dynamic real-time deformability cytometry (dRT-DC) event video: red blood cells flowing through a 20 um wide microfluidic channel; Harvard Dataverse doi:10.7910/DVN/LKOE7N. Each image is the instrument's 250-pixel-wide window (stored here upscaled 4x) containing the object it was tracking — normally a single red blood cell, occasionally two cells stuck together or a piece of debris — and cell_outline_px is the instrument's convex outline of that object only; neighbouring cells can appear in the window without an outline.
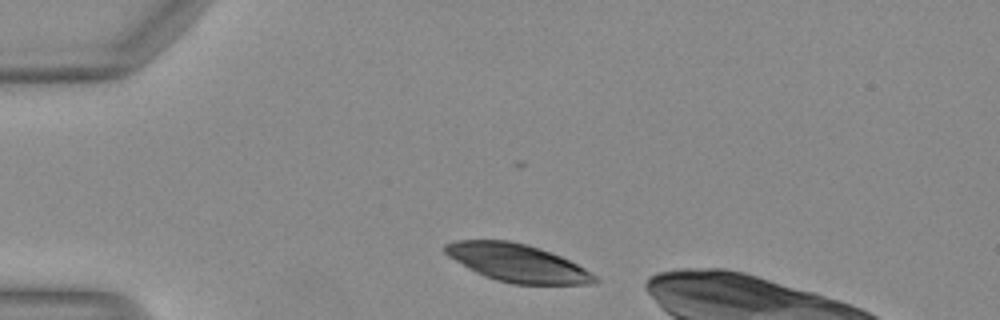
{"species": "Egyptian fruit bat (a non-hibernating species)", "species_latin": "Rousettus aegyptiacus", "temperature_condition": "warm", "stored_images_in_passage": 40, "camera_frame_rate_fps": 3000, "um_per_image_px": 0.085, "animal": {"sex": "female"}, "frame": {"image": 1, "passage_image": 1, "time_ms": 0.0, "image_size_px": [1000, 320], "cell_outline_px": [[600, 280], [592, 284], [512, 284], [496, 280], [484, 276], [468, 268], [448, 256], [444, 252], [444, 244], [456, 240], [508, 240], [528, 244], [552, 252], [584, 268], [596, 276]], "centroid_in_image_um": [43.96, 22.34], "position_along_channel_um": 41.0, "area_um2": 32.95}}
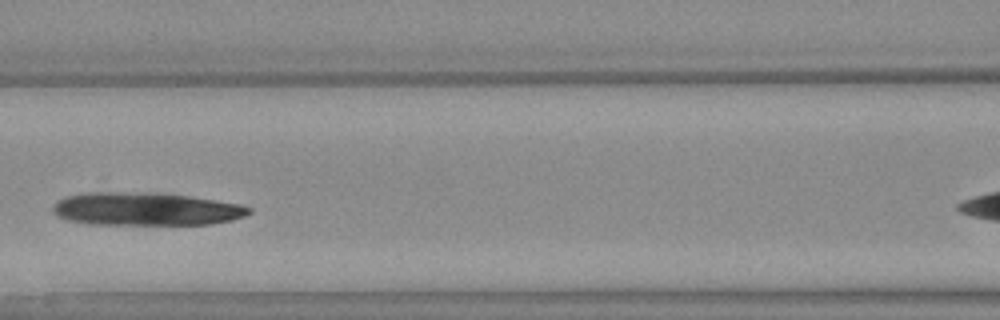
{"frame": {"image": 2, "passage_image": 12, "time_ms": 3.667, "image_size_px": [1000, 320], "cell_outline_px": [[252, 212], [244, 216], [232, 220], [212, 224], [84, 224], [68, 220], [56, 216], [52, 212], [52, 204], [56, 200], [68, 196], [92, 192], [112, 192], [188, 196], [240, 204], [252, 208]], "centroid_in_image_um": [12.35, 17.79], "position_along_channel_um": 154.3, "area_um2": 37.34}}
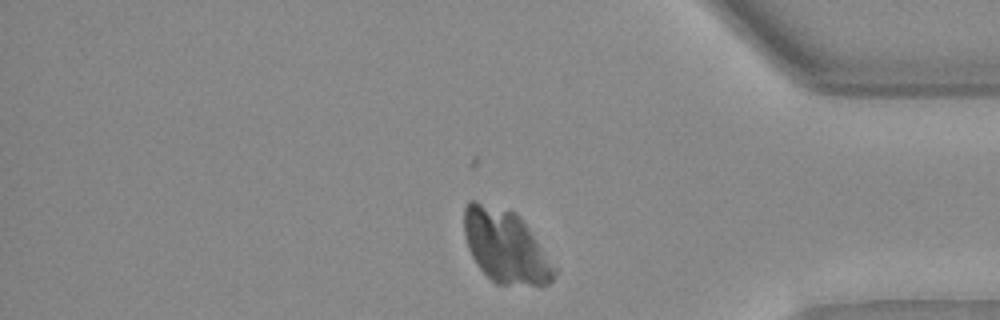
{"frame": {"image": 3, "passage_image": 31, "time_ms": 10.0, "image_size_px": [1000, 320], "cell_outline_px": [[556, 276], [548, 284], [496, 284], [476, 264], [468, 248], [464, 236], [464, 208], [468, 200], [476, 200], [516, 212], [520, 216], [556, 268]], "centroid_in_image_um": [42.93, 20.91], "position_along_channel_um": 392.3, "area_um2": 38.15}}